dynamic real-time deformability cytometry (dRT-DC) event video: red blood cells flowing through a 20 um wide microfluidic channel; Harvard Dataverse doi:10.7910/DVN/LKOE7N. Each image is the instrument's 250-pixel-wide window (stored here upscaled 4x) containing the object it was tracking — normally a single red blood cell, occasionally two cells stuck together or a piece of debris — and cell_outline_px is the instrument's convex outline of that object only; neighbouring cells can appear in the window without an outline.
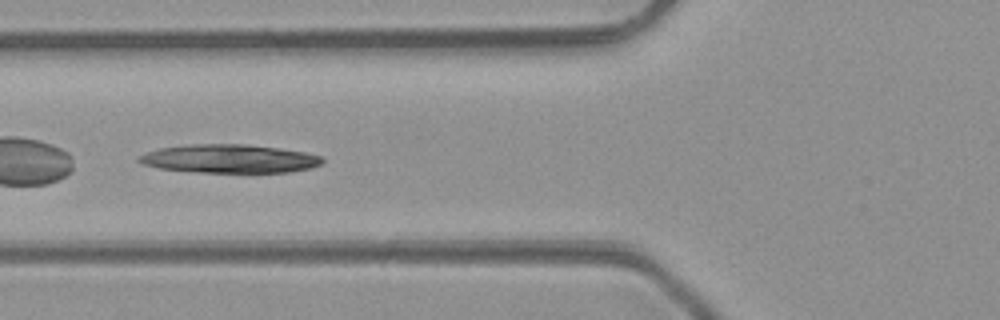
{"species": "common noctule bat (a hibernating species)", "species_latin": "Nyctalus noctula", "temperature_condition": "room temperature", "stored_images_in_passage": 41, "camera_frame_rate_fps": 3000, "um_per_image_px": 0.085, "animal": {"sex": "male", "body_mass_g": 23.1, "forearm_length_mm": 52.7}, "frame": {"image": 1, "passage_image": 12, "time_ms": 3.667, "image_size_px": [1000, 320], "cell_outline_px": [[324, 160], [320, 164], [312, 168], [288, 172], [196, 172], [160, 168], [144, 164], [136, 160], [136, 156], [160, 148], [188, 144], [244, 144], [280, 148], [304, 152], [324, 156]], "centroid_in_image_um": [19.52, 13.48], "position_along_channel_um": 106.3, "area_um2": 30.46}}
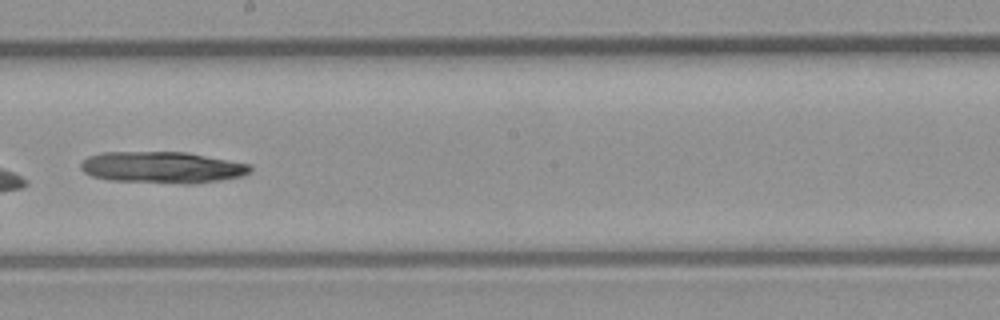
{"frame": {"image": 2, "passage_image": 21, "time_ms": 6.667, "image_size_px": [1000, 320], "cell_outline_px": [[252, 172], [244, 176], [220, 180], [192, 184], [180, 184], [108, 180], [92, 176], [84, 172], [80, 168], [80, 164], [88, 156], [100, 152], [184, 152], [248, 164], [252, 168]], "centroid_in_image_um": [13.77, 14.24], "position_along_channel_um": 234.4, "area_um2": 31.21}}
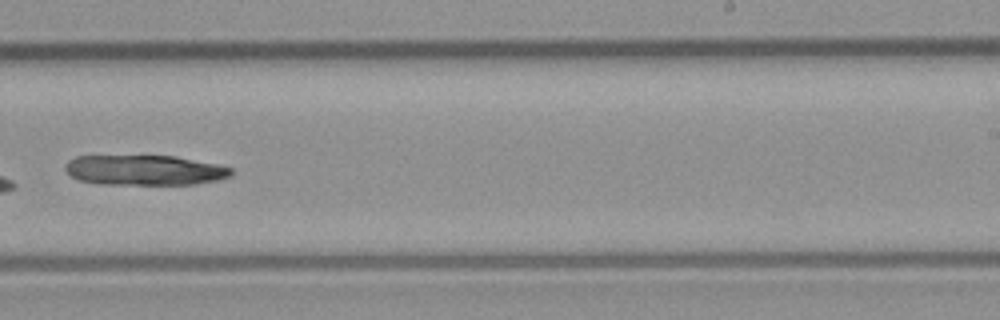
{"frame": {"image": 3, "passage_image": 24, "time_ms": 7.667, "image_size_px": [1000, 320], "cell_outline_px": [[232, 176], [216, 180], [196, 184], [100, 184], [80, 180], [72, 176], [64, 168], [64, 164], [68, 160], [76, 156], [176, 156], [216, 164], [232, 168]], "centroid_in_image_um": [12.29, 14.46], "position_along_channel_um": 276.7, "area_um2": 29.07}}